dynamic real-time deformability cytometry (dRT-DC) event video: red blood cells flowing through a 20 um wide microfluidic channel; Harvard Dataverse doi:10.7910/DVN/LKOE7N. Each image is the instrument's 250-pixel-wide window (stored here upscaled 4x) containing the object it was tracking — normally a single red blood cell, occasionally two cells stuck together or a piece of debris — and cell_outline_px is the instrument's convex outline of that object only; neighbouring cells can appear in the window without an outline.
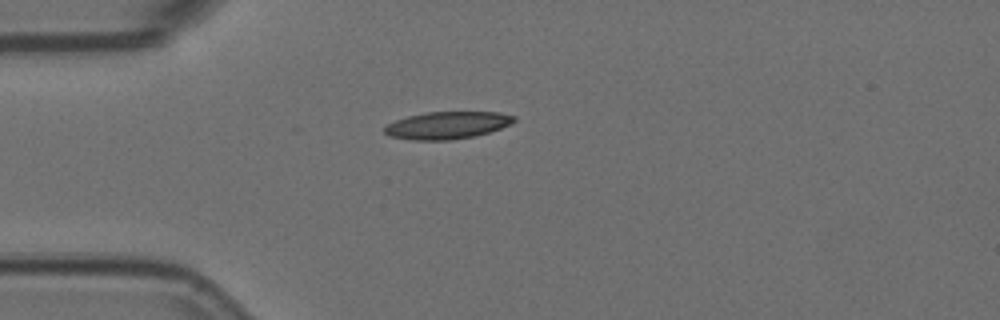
{"species": "Egyptian fruit bat (a non-hibernating species)", "species_latin": "Rousettus aegyptiacus", "temperature_condition": "room temperature", "stored_images_in_passage": 5, "camera_frame_rate_fps": 3000, "um_per_image_px": 0.085, "animal": {"sex": "female"}, "frame": {"image": 1, "passage_image": 1, "time_ms": 0.0, "image_size_px": [1000, 320], "cell_outline_px": [[516, 120], [500, 128], [476, 136], [452, 140], [412, 140], [392, 136], [384, 132], [384, 128], [388, 124], [396, 120], [408, 116], [428, 112], [500, 112], [516, 116]], "centroid_in_image_um": [38.03, 10.64], "position_along_channel_um": 47.0, "area_um2": 20.46}}
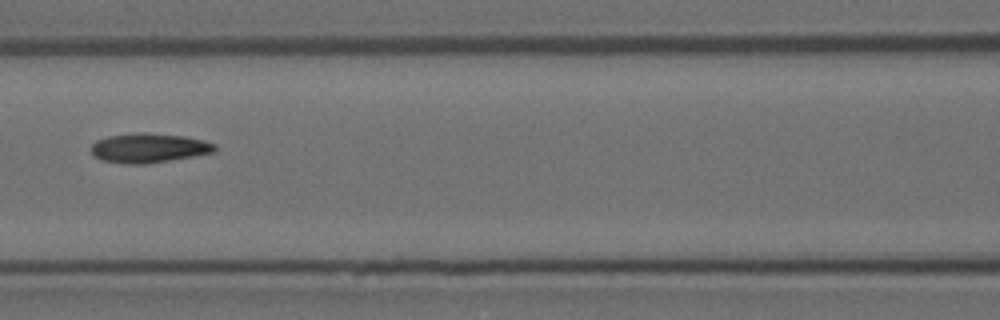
{"frame": {"image": 2, "passage_image": 4, "time_ms": 1.0, "image_size_px": [1000, 320], "cell_outline_px": [[216, 148], [212, 152], [192, 156], [144, 164], [128, 164], [100, 160], [92, 156], [92, 144], [96, 140], [108, 136], [140, 132], [144, 132], [184, 136], [216, 144]], "centroid_in_image_um": [12.58, 12.57], "position_along_channel_um": 154.0, "area_um2": 20.98}}
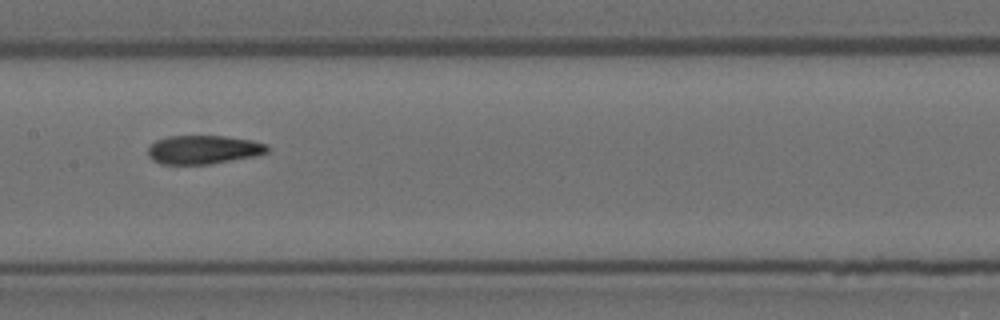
{"frame": {"image": 3, "passage_image": 5, "time_ms": 1.333, "image_size_px": [1000, 320], "cell_outline_px": [[268, 152], [256, 156], [208, 164], [160, 164], [152, 160], [148, 156], [148, 148], [156, 140], [168, 136], [224, 136], [252, 140], [268, 144]], "centroid_in_image_um": [17.29, 12.72], "position_along_channel_um": 190.1, "area_um2": 20.0}}